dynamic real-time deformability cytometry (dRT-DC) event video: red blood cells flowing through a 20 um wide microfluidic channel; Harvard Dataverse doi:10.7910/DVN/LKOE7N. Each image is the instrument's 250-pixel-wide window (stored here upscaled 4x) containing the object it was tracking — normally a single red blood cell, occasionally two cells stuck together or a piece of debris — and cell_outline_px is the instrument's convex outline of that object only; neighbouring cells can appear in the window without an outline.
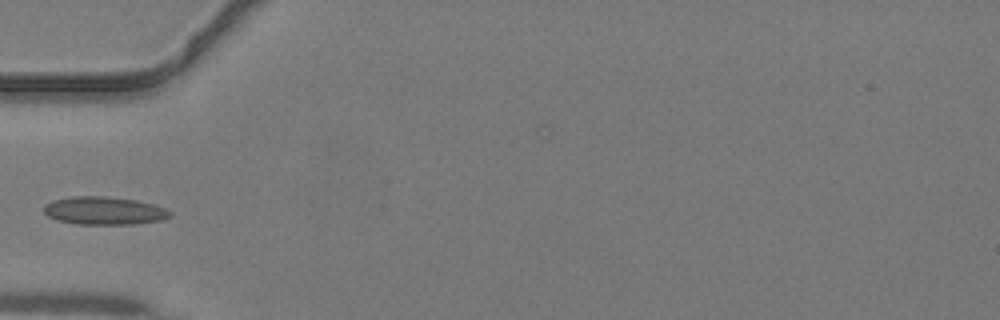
{"species": "common noctule bat (a hibernating species)", "species_latin": "Nyctalus noctula", "temperature_condition": "warm", "stored_images_in_passage": 30, "camera_frame_rate_fps": 3000, "um_per_image_px": 0.085, "animal": {"sex": "male", "body_mass_g": 19.2, "forearm_length_mm": 51.8}, "frame": {"image": 1, "passage_image": 1, "time_ms": 0.0, "image_size_px": [1000, 320], "cell_outline_px": [[172, 216], [160, 220], [132, 224], [80, 224], [56, 220], [48, 216], [44, 212], [44, 204], [52, 200], [72, 196], [104, 196], [136, 200], [152, 204], [164, 208], [172, 212]], "centroid_in_image_um": [8.82, 17.9], "position_along_channel_um": 76.2, "area_um2": 20.52}}
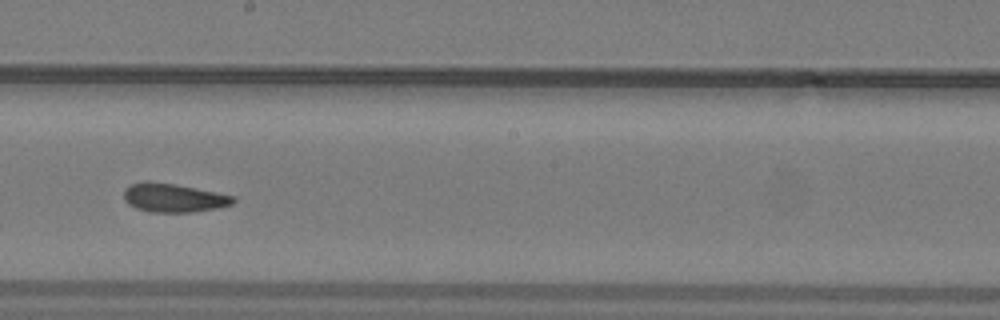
{"frame": {"image": 2, "passage_image": 11, "time_ms": 3.333, "image_size_px": [1000, 320], "cell_outline_px": [[236, 200], [232, 204], [216, 208], [192, 212], [152, 212], [136, 208], [128, 204], [124, 200], [124, 188], [132, 184], [148, 180], [176, 184], [236, 196]], "centroid_in_image_um": [14.74, 16.8], "position_along_channel_um": 233.5, "area_um2": 18.38}}
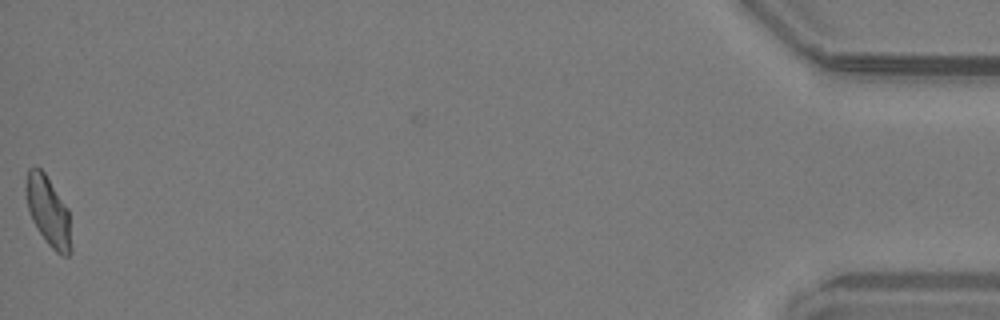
{"frame": {"image": 3, "passage_image": 30, "time_ms": 9.667, "image_size_px": [1000, 320], "cell_outline_px": [[72, 252], [68, 256], [64, 256], [56, 252], [48, 244], [36, 228], [32, 220], [28, 208], [24, 192], [24, 188], [28, 168], [40, 168], [44, 172], [68, 208], [72, 248]], "centroid_in_image_um": [4.1, 17.97], "position_along_channel_um": 431.1, "area_um2": 18.5}}